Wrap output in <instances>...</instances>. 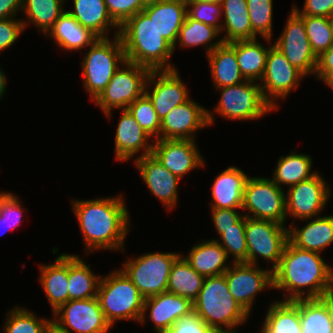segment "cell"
Here are the masks:
<instances>
[{"label": "cell", "instance_id": "25", "mask_svg": "<svg viewBox=\"0 0 333 333\" xmlns=\"http://www.w3.org/2000/svg\"><path fill=\"white\" fill-rule=\"evenodd\" d=\"M248 175L237 166L219 173L211 184L210 209H242L243 194Z\"/></svg>", "mask_w": 333, "mask_h": 333}, {"label": "cell", "instance_id": "20", "mask_svg": "<svg viewBox=\"0 0 333 333\" xmlns=\"http://www.w3.org/2000/svg\"><path fill=\"white\" fill-rule=\"evenodd\" d=\"M133 161L150 192L168 212L172 211L178 204V185L181 179L166 169L153 154Z\"/></svg>", "mask_w": 333, "mask_h": 333}, {"label": "cell", "instance_id": "31", "mask_svg": "<svg viewBox=\"0 0 333 333\" xmlns=\"http://www.w3.org/2000/svg\"><path fill=\"white\" fill-rule=\"evenodd\" d=\"M221 37L223 43L258 38L252 31L247 0H223Z\"/></svg>", "mask_w": 333, "mask_h": 333}, {"label": "cell", "instance_id": "57", "mask_svg": "<svg viewBox=\"0 0 333 333\" xmlns=\"http://www.w3.org/2000/svg\"><path fill=\"white\" fill-rule=\"evenodd\" d=\"M0 236L6 234L10 230L8 229V226L6 224L5 218L0 214Z\"/></svg>", "mask_w": 333, "mask_h": 333}, {"label": "cell", "instance_id": "49", "mask_svg": "<svg viewBox=\"0 0 333 333\" xmlns=\"http://www.w3.org/2000/svg\"><path fill=\"white\" fill-rule=\"evenodd\" d=\"M23 31H25V29L21 19H0V52H3L15 44Z\"/></svg>", "mask_w": 333, "mask_h": 333}, {"label": "cell", "instance_id": "60", "mask_svg": "<svg viewBox=\"0 0 333 333\" xmlns=\"http://www.w3.org/2000/svg\"><path fill=\"white\" fill-rule=\"evenodd\" d=\"M328 19V22H329V26H330V29H331V32H332V38H333V13L327 17Z\"/></svg>", "mask_w": 333, "mask_h": 333}, {"label": "cell", "instance_id": "21", "mask_svg": "<svg viewBox=\"0 0 333 333\" xmlns=\"http://www.w3.org/2000/svg\"><path fill=\"white\" fill-rule=\"evenodd\" d=\"M193 310V302L179 295L164 292L144 299L139 324H152L155 333H165L177 319ZM149 312V314H147ZM147 314V315H146ZM149 315V316H148Z\"/></svg>", "mask_w": 333, "mask_h": 333}, {"label": "cell", "instance_id": "45", "mask_svg": "<svg viewBox=\"0 0 333 333\" xmlns=\"http://www.w3.org/2000/svg\"><path fill=\"white\" fill-rule=\"evenodd\" d=\"M187 2V15L194 20L217 28L221 31L222 5L197 1Z\"/></svg>", "mask_w": 333, "mask_h": 333}, {"label": "cell", "instance_id": "17", "mask_svg": "<svg viewBox=\"0 0 333 333\" xmlns=\"http://www.w3.org/2000/svg\"><path fill=\"white\" fill-rule=\"evenodd\" d=\"M181 79L178 69L151 70L148 75L145 94L151 100L157 116L162 120L174 107L191 97L187 85Z\"/></svg>", "mask_w": 333, "mask_h": 333}, {"label": "cell", "instance_id": "22", "mask_svg": "<svg viewBox=\"0 0 333 333\" xmlns=\"http://www.w3.org/2000/svg\"><path fill=\"white\" fill-rule=\"evenodd\" d=\"M121 112L115 133V160L127 162L152 154L153 140H150L153 138L141 128L128 109H122Z\"/></svg>", "mask_w": 333, "mask_h": 333}, {"label": "cell", "instance_id": "38", "mask_svg": "<svg viewBox=\"0 0 333 333\" xmlns=\"http://www.w3.org/2000/svg\"><path fill=\"white\" fill-rule=\"evenodd\" d=\"M64 2L66 0H24L21 11L26 16L21 19L24 29L26 30L31 23L46 36L59 17L66 11L63 7Z\"/></svg>", "mask_w": 333, "mask_h": 333}, {"label": "cell", "instance_id": "42", "mask_svg": "<svg viewBox=\"0 0 333 333\" xmlns=\"http://www.w3.org/2000/svg\"><path fill=\"white\" fill-rule=\"evenodd\" d=\"M314 54L319 57L333 46L332 32L327 17L300 15Z\"/></svg>", "mask_w": 333, "mask_h": 333}, {"label": "cell", "instance_id": "9", "mask_svg": "<svg viewBox=\"0 0 333 333\" xmlns=\"http://www.w3.org/2000/svg\"><path fill=\"white\" fill-rule=\"evenodd\" d=\"M151 70L127 60L119 67L107 87L93 101L103 114L111 119L113 110L127 109L145 93L146 81Z\"/></svg>", "mask_w": 333, "mask_h": 333}, {"label": "cell", "instance_id": "39", "mask_svg": "<svg viewBox=\"0 0 333 333\" xmlns=\"http://www.w3.org/2000/svg\"><path fill=\"white\" fill-rule=\"evenodd\" d=\"M220 34L221 33L217 28L191 19L187 15L179 30L177 40L173 46V51H175L177 44L180 48L183 47L184 49L204 46L206 55H208L223 43L222 38L219 36ZM215 39L216 41H214Z\"/></svg>", "mask_w": 333, "mask_h": 333}, {"label": "cell", "instance_id": "32", "mask_svg": "<svg viewBox=\"0 0 333 333\" xmlns=\"http://www.w3.org/2000/svg\"><path fill=\"white\" fill-rule=\"evenodd\" d=\"M262 39L268 41V44L266 43L268 47H265V44L260 42L259 38L235 41L238 66L246 80L260 82L264 75L267 54L273 44L272 39Z\"/></svg>", "mask_w": 333, "mask_h": 333}, {"label": "cell", "instance_id": "26", "mask_svg": "<svg viewBox=\"0 0 333 333\" xmlns=\"http://www.w3.org/2000/svg\"><path fill=\"white\" fill-rule=\"evenodd\" d=\"M39 269V282L54 313L68 302V253H61L51 264H39Z\"/></svg>", "mask_w": 333, "mask_h": 333}, {"label": "cell", "instance_id": "19", "mask_svg": "<svg viewBox=\"0 0 333 333\" xmlns=\"http://www.w3.org/2000/svg\"><path fill=\"white\" fill-rule=\"evenodd\" d=\"M207 110L192 97L174 107L160 122V139L195 140L199 130L209 127Z\"/></svg>", "mask_w": 333, "mask_h": 333}, {"label": "cell", "instance_id": "15", "mask_svg": "<svg viewBox=\"0 0 333 333\" xmlns=\"http://www.w3.org/2000/svg\"><path fill=\"white\" fill-rule=\"evenodd\" d=\"M229 291L237 303L251 315L256 295L273 289V271L248 263H232L224 272Z\"/></svg>", "mask_w": 333, "mask_h": 333}, {"label": "cell", "instance_id": "7", "mask_svg": "<svg viewBox=\"0 0 333 333\" xmlns=\"http://www.w3.org/2000/svg\"><path fill=\"white\" fill-rule=\"evenodd\" d=\"M220 99L213 110H207L208 124L214 125L215 115L232 121H252L275 111L264 99L259 82L246 80L237 85L216 88Z\"/></svg>", "mask_w": 333, "mask_h": 333}, {"label": "cell", "instance_id": "27", "mask_svg": "<svg viewBox=\"0 0 333 333\" xmlns=\"http://www.w3.org/2000/svg\"><path fill=\"white\" fill-rule=\"evenodd\" d=\"M184 258L191 267L204 277L219 276L230 267L226 251L216 240H201L190 249Z\"/></svg>", "mask_w": 333, "mask_h": 333}, {"label": "cell", "instance_id": "41", "mask_svg": "<svg viewBox=\"0 0 333 333\" xmlns=\"http://www.w3.org/2000/svg\"><path fill=\"white\" fill-rule=\"evenodd\" d=\"M245 224L246 216L244 215L236 223V228L223 229V233L219 236L220 239H212L223 247L228 258L233 257L231 263H247Z\"/></svg>", "mask_w": 333, "mask_h": 333}, {"label": "cell", "instance_id": "55", "mask_svg": "<svg viewBox=\"0 0 333 333\" xmlns=\"http://www.w3.org/2000/svg\"><path fill=\"white\" fill-rule=\"evenodd\" d=\"M314 76L333 90V74H314Z\"/></svg>", "mask_w": 333, "mask_h": 333}, {"label": "cell", "instance_id": "33", "mask_svg": "<svg viewBox=\"0 0 333 333\" xmlns=\"http://www.w3.org/2000/svg\"><path fill=\"white\" fill-rule=\"evenodd\" d=\"M302 333H333V298L299 299Z\"/></svg>", "mask_w": 333, "mask_h": 333}, {"label": "cell", "instance_id": "44", "mask_svg": "<svg viewBox=\"0 0 333 333\" xmlns=\"http://www.w3.org/2000/svg\"><path fill=\"white\" fill-rule=\"evenodd\" d=\"M128 111L133 115L141 128L154 139H160V122L149 97L144 93L128 106Z\"/></svg>", "mask_w": 333, "mask_h": 333}, {"label": "cell", "instance_id": "2", "mask_svg": "<svg viewBox=\"0 0 333 333\" xmlns=\"http://www.w3.org/2000/svg\"><path fill=\"white\" fill-rule=\"evenodd\" d=\"M321 255L298 248L288 240L273 270V290L283 291V301L329 296L332 265Z\"/></svg>", "mask_w": 333, "mask_h": 333}, {"label": "cell", "instance_id": "6", "mask_svg": "<svg viewBox=\"0 0 333 333\" xmlns=\"http://www.w3.org/2000/svg\"><path fill=\"white\" fill-rule=\"evenodd\" d=\"M84 53L82 59L83 86L94 101L107 87L115 71L126 60L123 43L119 34L98 38Z\"/></svg>", "mask_w": 333, "mask_h": 333}, {"label": "cell", "instance_id": "35", "mask_svg": "<svg viewBox=\"0 0 333 333\" xmlns=\"http://www.w3.org/2000/svg\"><path fill=\"white\" fill-rule=\"evenodd\" d=\"M259 333H302L299 299L270 302Z\"/></svg>", "mask_w": 333, "mask_h": 333}, {"label": "cell", "instance_id": "52", "mask_svg": "<svg viewBox=\"0 0 333 333\" xmlns=\"http://www.w3.org/2000/svg\"><path fill=\"white\" fill-rule=\"evenodd\" d=\"M24 0H0V19L17 18L22 11Z\"/></svg>", "mask_w": 333, "mask_h": 333}, {"label": "cell", "instance_id": "5", "mask_svg": "<svg viewBox=\"0 0 333 333\" xmlns=\"http://www.w3.org/2000/svg\"><path fill=\"white\" fill-rule=\"evenodd\" d=\"M97 298L106 320L112 327L118 320L139 323L144 298L120 268H115L101 278Z\"/></svg>", "mask_w": 333, "mask_h": 333}, {"label": "cell", "instance_id": "28", "mask_svg": "<svg viewBox=\"0 0 333 333\" xmlns=\"http://www.w3.org/2000/svg\"><path fill=\"white\" fill-rule=\"evenodd\" d=\"M73 5L72 10L66 11L98 38L109 37V31L115 28V34H119L120 27L110 17L104 0H73Z\"/></svg>", "mask_w": 333, "mask_h": 333}, {"label": "cell", "instance_id": "4", "mask_svg": "<svg viewBox=\"0 0 333 333\" xmlns=\"http://www.w3.org/2000/svg\"><path fill=\"white\" fill-rule=\"evenodd\" d=\"M193 310L218 333H238L236 328L250 318L230 293L224 274L205 277Z\"/></svg>", "mask_w": 333, "mask_h": 333}, {"label": "cell", "instance_id": "12", "mask_svg": "<svg viewBox=\"0 0 333 333\" xmlns=\"http://www.w3.org/2000/svg\"><path fill=\"white\" fill-rule=\"evenodd\" d=\"M306 76L294 67L274 46L269 49L266 67L259 82L264 99L274 108L279 109L278 99L282 101L296 90Z\"/></svg>", "mask_w": 333, "mask_h": 333}, {"label": "cell", "instance_id": "8", "mask_svg": "<svg viewBox=\"0 0 333 333\" xmlns=\"http://www.w3.org/2000/svg\"><path fill=\"white\" fill-rule=\"evenodd\" d=\"M179 252H148L127 258L120 268L144 299L167 292L172 264Z\"/></svg>", "mask_w": 333, "mask_h": 333}, {"label": "cell", "instance_id": "46", "mask_svg": "<svg viewBox=\"0 0 333 333\" xmlns=\"http://www.w3.org/2000/svg\"><path fill=\"white\" fill-rule=\"evenodd\" d=\"M12 192H0V214L5 218L9 230L19 227L24 220L23 201Z\"/></svg>", "mask_w": 333, "mask_h": 333}, {"label": "cell", "instance_id": "61", "mask_svg": "<svg viewBox=\"0 0 333 333\" xmlns=\"http://www.w3.org/2000/svg\"><path fill=\"white\" fill-rule=\"evenodd\" d=\"M145 5L151 4L155 2L156 0H141Z\"/></svg>", "mask_w": 333, "mask_h": 333}, {"label": "cell", "instance_id": "23", "mask_svg": "<svg viewBox=\"0 0 333 333\" xmlns=\"http://www.w3.org/2000/svg\"><path fill=\"white\" fill-rule=\"evenodd\" d=\"M308 220V221H307ZM306 225L299 228L289 224L288 240L296 247L322 253L333 243V214L302 219Z\"/></svg>", "mask_w": 333, "mask_h": 333}, {"label": "cell", "instance_id": "53", "mask_svg": "<svg viewBox=\"0 0 333 333\" xmlns=\"http://www.w3.org/2000/svg\"><path fill=\"white\" fill-rule=\"evenodd\" d=\"M315 74H333V46L318 57Z\"/></svg>", "mask_w": 333, "mask_h": 333}, {"label": "cell", "instance_id": "1", "mask_svg": "<svg viewBox=\"0 0 333 333\" xmlns=\"http://www.w3.org/2000/svg\"><path fill=\"white\" fill-rule=\"evenodd\" d=\"M123 195L95 199H72L85 245V253L100 250L124 251L131 221Z\"/></svg>", "mask_w": 333, "mask_h": 333}, {"label": "cell", "instance_id": "48", "mask_svg": "<svg viewBox=\"0 0 333 333\" xmlns=\"http://www.w3.org/2000/svg\"><path fill=\"white\" fill-rule=\"evenodd\" d=\"M165 333H218L207 325L204 320L192 310L177 319Z\"/></svg>", "mask_w": 333, "mask_h": 333}, {"label": "cell", "instance_id": "30", "mask_svg": "<svg viewBox=\"0 0 333 333\" xmlns=\"http://www.w3.org/2000/svg\"><path fill=\"white\" fill-rule=\"evenodd\" d=\"M46 37L54 39L56 45L61 50H67V52L87 49L98 39L95 34L80 25L67 11L59 17Z\"/></svg>", "mask_w": 333, "mask_h": 333}, {"label": "cell", "instance_id": "14", "mask_svg": "<svg viewBox=\"0 0 333 333\" xmlns=\"http://www.w3.org/2000/svg\"><path fill=\"white\" fill-rule=\"evenodd\" d=\"M279 35L273 46L305 76L314 75L318 57L311 48L302 17L293 8Z\"/></svg>", "mask_w": 333, "mask_h": 333}, {"label": "cell", "instance_id": "51", "mask_svg": "<svg viewBox=\"0 0 333 333\" xmlns=\"http://www.w3.org/2000/svg\"><path fill=\"white\" fill-rule=\"evenodd\" d=\"M292 8L299 15L328 17L333 13V0H305L303 9L294 4Z\"/></svg>", "mask_w": 333, "mask_h": 333}, {"label": "cell", "instance_id": "3", "mask_svg": "<svg viewBox=\"0 0 333 333\" xmlns=\"http://www.w3.org/2000/svg\"><path fill=\"white\" fill-rule=\"evenodd\" d=\"M119 36L127 61L150 70L177 69L170 61L174 54L173 46L159 34L153 21L143 11L120 27Z\"/></svg>", "mask_w": 333, "mask_h": 333}, {"label": "cell", "instance_id": "29", "mask_svg": "<svg viewBox=\"0 0 333 333\" xmlns=\"http://www.w3.org/2000/svg\"><path fill=\"white\" fill-rule=\"evenodd\" d=\"M212 84L215 89L237 85L246 81L238 66L235 54V41L222 43L207 56Z\"/></svg>", "mask_w": 333, "mask_h": 333}, {"label": "cell", "instance_id": "40", "mask_svg": "<svg viewBox=\"0 0 333 333\" xmlns=\"http://www.w3.org/2000/svg\"><path fill=\"white\" fill-rule=\"evenodd\" d=\"M3 324L4 333H44L48 318L38 316L23 306L8 310Z\"/></svg>", "mask_w": 333, "mask_h": 333}, {"label": "cell", "instance_id": "13", "mask_svg": "<svg viewBox=\"0 0 333 333\" xmlns=\"http://www.w3.org/2000/svg\"><path fill=\"white\" fill-rule=\"evenodd\" d=\"M331 192L330 185L318 172L311 178L287 188L286 217H293L291 224H295L296 219L299 221L320 216L330 200Z\"/></svg>", "mask_w": 333, "mask_h": 333}, {"label": "cell", "instance_id": "18", "mask_svg": "<svg viewBox=\"0 0 333 333\" xmlns=\"http://www.w3.org/2000/svg\"><path fill=\"white\" fill-rule=\"evenodd\" d=\"M199 151L196 140H153L152 154L179 179L193 169L205 167V160Z\"/></svg>", "mask_w": 333, "mask_h": 333}, {"label": "cell", "instance_id": "36", "mask_svg": "<svg viewBox=\"0 0 333 333\" xmlns=\"http://www.w3.org/2000/svg\"><path fill=\"white\" fill-rule=\"evenodd\" d=\"M312 166L313 160L309 154L293 150L279 158L271 180L282 189L283 185L290 188L314 176L317 171H313Z\"/></svg>", "mask_w": 333, "mask_h": 333}, {"label": "cell", "instance_id": "43", "mask_svg": "<svg viewBox=\"0 0 333 333\" xmlns=\"http://www.w3.org/2000/svg\"><path fill=\"white\" fill-rule=\"evenodd\" d=\"M247 5L253 33L273 39V0H247Z\"/></svg>", "mask_w": 333, "mask_h": 333}, {"label": "cell", "instance_id": "34", "mask_svg": "<svg viewBox=\"0 0 333 333\" xmlns=\"http://www.w3.org/2000/svg\"><path fill=\"white\" fill-rule=\"evenodd\" d=\"M90 268L79 254L68 253V301L97 297L102 276Z\"/></svg>", "mask_w": 333, "mask_h": 333}, {"label": "cell", "instance_id": "56", "mask_svg": "<svg viewBox=\"0 0 333 333\" xmlns=\"http://www.w3.org/2000/svg\"><path fill=\"white\" fill-rule=\"evenodd\" d=\"M2 68L0 67V99L2 100L5 95L6 87L8 86L7 84V76L3 72ZM7 85V86H6Z\"/></svg>", "mask_w": 333, "mask_h": 333}, {"label": "cell", "instance_id": "11", "mask_svg": "<svg viewBox=\"0 0 333 333\" xmlns=\"http://www.w3.org/2000/svg\"><path fill=\"white\" fill-rule=\"evenodd\" d=\"M245 237L247 242V263L258 265L262 258L272 264L273 271L279 264L288 242V226L271 220L246 217Z\"/></svg>", "mask_w": 333, "mask_h": 333}, {"label": "cell", "instance_id": "10", "mask_svg": "<svg viewBox=\"0 0 333 333\" xmlns=\"http://www.w3.org/2000/svg\"><path fill=\"white\" fill-rule=\"evenodd\" d=\"M284 189L269 177L249 176L244 189L242 210L246 217L287 224ZM252 214V215H251Z\"/></svg>", "mask_w": 333, "mask_h": 333}, {"label": "cell", "instance_id": "37", "mask_svg": "<svg viewBox=\"0 0 333 333\" xmlns=\"http://www.w3.org/2000/svg\"><path fill=\"white\" fill-rule=\"evenodd\" d=\"M205 277L198 274L180 254L172 264L167 292L179 295L194 302L198 297Z\"/></svg>", "mask_w": 333, "mask_h": 333}, {"label": "cell", "instance_id": "54", "mask_svg": "<svg viewBox=\"0 0 333 333\" xmlns=\"http://www.w3.org/2000/svg\"><path fill=\"white\" fill-rule=\"evenodd\" d=\"M44 333H70V332L62 328L58 323H56L51 318L44 329Z\"/></svg>", "mask_w": 333, "mask_h": 333}, {"label": "cell", "instance_id": "59", "mask_svg": "<svg viewBox=\"0 0 333 333\" xmlns=\"http://www.w3.org/2000/svg\"><path fill=\"white\" fill-rule=\"evenodd\" d=\"M329 297L333 298V266H331V288H330Z\"/></svg>", "mask_w": 333, "mask_h": 333}, {"label": "cell", "instance_id": "24", "mask_svg": "<svg viewBox=\"0 0 333 333\" xmlns=\"http://www.w3.org/2000/svg\"><path fill=\"white\" fill-rule=\"evenodd\" d=\"M143 12L153 21L159 34L174 46L187 16L186 0H156L146 5Z\"/></svg>", "mask_w": 333, "mask_h": 333}, {"label": "cell", "instance_id": "50", "mask_svg": "<svg viewBox=\"0 0 333 333\" xmlns=\"http://www.w3.org/2000/svg\"><path fill=\"white\" fill-rule=\"evenodd\" d=\"M238 210L242 209H210L217 235L220 236L223 229L236 228V223L244 216Z\"/></svg>", "mask_w": 333, "mask_h": 333}, {"label": "cell", "instance_id": "16", "mask_svg": "<svg viewBox=\"0 0 333 333\" xmlns=\"http://www.w3.org/2000/svg\"><path fill=\"white\" fill-rule=\"evenodd\" d=\"M52 314V319L70 333H109L113 328L97 297L69 300Z\"/></svg>", "mask_w": 333, "mask_h": 333}, {"label": "cell", "instance_id": "58", "mask_svg": "<svg viewBox=\"0 0 333 333\" xmlns=\"http://www.w3.org/2000/svg\"><path fill=\"white\" fill-rule=\"evenodd\" d=\"M186 1H197V2L218 3V4H222L223 2V0H186Z\"/></svg>", "mask_w": 333, "mask_h": 333}, {"label": "cell", "instance_id": "47", "mask_svg": "<svg viewBox=\"0 0 333 333\" xmlns=\"http://www.w3.org/2000/svg\"><path fill=\"white\" fill-rule=\"evenodd\" d=\"M104 2L110 17L119 27L146 7L141 0H104Z\"/></svg>", "mask_w": 333, "mask_h": 333}]
</instances>
